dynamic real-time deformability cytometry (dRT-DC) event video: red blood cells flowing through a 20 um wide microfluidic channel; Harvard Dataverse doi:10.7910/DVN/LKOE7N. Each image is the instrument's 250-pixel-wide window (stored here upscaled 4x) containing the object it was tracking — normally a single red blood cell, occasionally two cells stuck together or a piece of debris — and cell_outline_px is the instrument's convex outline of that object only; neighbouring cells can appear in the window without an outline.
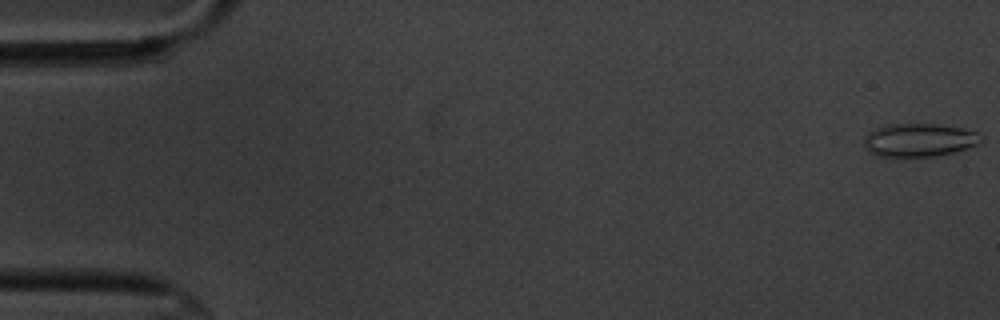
{"species": "common noctule bat (a hibernating species)", "species_latin": "Nyctalus noctula", "temperature_condition": "cold", "stored_images_in_passage": 55, "camera_frame_rate_fps": 3000, "um_per_image_px": 0.085, "animal": {"sex": "male", "body_mass_g": 20.1, "forearm_length_mm": 53.5}, "frame": {"image": 1, "passage_image": 1, "time_ms": 0.0, "image_size_px": [1000, 320], "cell_outline_px": [[984, 140], [976, 144], [956, 152], [932, 156], [872, 156], [868, 152], [864, 144], [864, 136], [868, 132], [876, 128], [888, 124], [936, 124], [964, 128], [976, 132]], "centroid_in_image_um": [78.09, 11.9], "position_along_channel_um": 6.9, "area_um2": 22.72}}
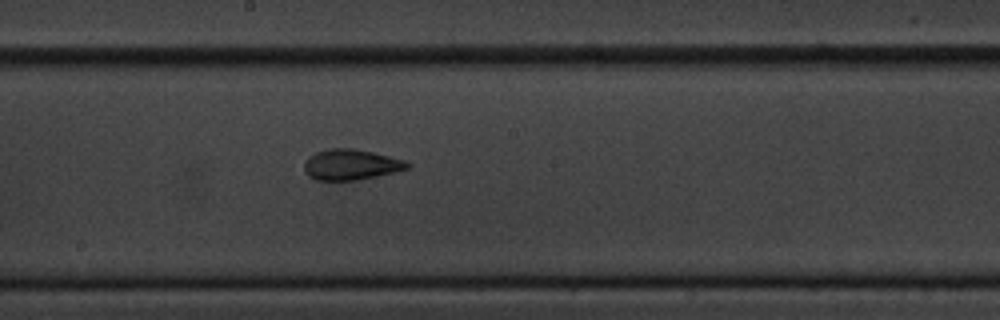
{"frame": {"image": 2, "passage_image": 30, "time_ms": 9.667, "image_size_px": [1000, 320], "cell_outline_px": [[412, 164], [408, 168], [376, 176], [356, 180], [316, 180], [308, 176], [304, 172], [304, 160], [308, 156], [316, 152], [328, 148], [352, 148], [372, 152], [404, 160]], "centroid_in_image_um": [29.77, 13.99], "position_along_channel_um": 218.4, "area_um2": 18.38}}
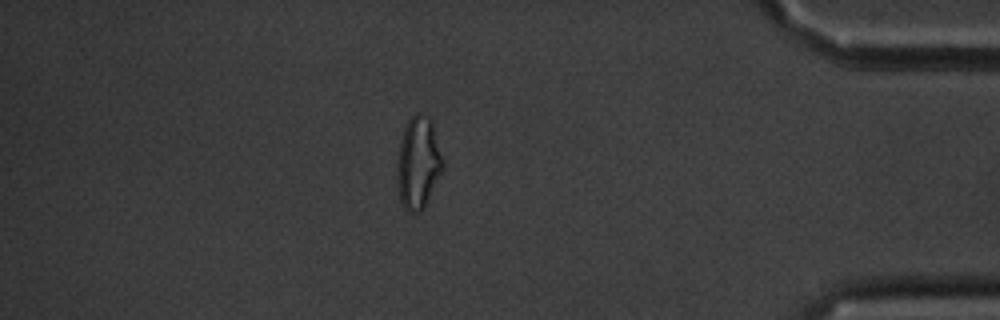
{"frame": {"image": 3, "passage_image": 48, "time_ms": 15.667, "image_size_px": [1000, 320], "cell_outline_px": [[444, 168], [424, 208], [420, 212], [408, 212], [404, 208], [400, 200], [396, 180], [396, 160], [400, 140], [404, 128], [408, 120], [416, 112], [420, 112], [428, 116], [432, 120], [444, 164]], "centroid_in_image_um": [35.53, 13.84], "position_along_channel_um": 399.7, "area_um2": 25.03}, "authors_computed_cell_mechanics": {"area_um2": 19.7098, "velocity_mm_per_s": 3.6416, "shape_relaxation_time_tau1_ms": 8.7919, "shape_relaxation_time_tau2_ms": 1.7126, "deformation_change_tau1": 0.1495, "deformation_change_tau2": 0.0904}}